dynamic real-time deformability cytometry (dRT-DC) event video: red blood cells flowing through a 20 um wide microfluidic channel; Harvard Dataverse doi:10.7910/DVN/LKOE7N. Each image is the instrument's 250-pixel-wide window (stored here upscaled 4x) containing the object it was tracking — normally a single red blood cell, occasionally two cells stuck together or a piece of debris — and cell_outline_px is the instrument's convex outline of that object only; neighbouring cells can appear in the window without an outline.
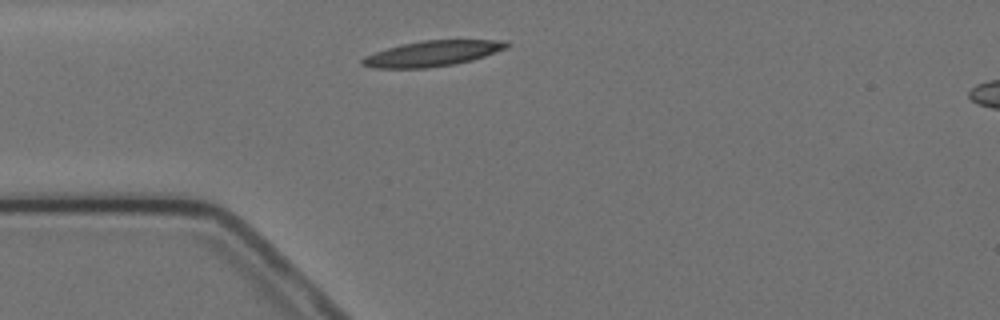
{"species": "Egyptian fruit bat (a non-hibernating species)", "species_latin": "Rousettus aegyptiacus", "temperature_condition": "cold", "stored_images_in_passage": 3, "camera_frame_rate_fps": 3000, "um_per_image_px": 0.085, "animal": {"sex": "female"}, "frame": {"image": 1, "passage_image": 3, "time_ms": 2.333, "image_size_px": [1000, 320], "cell_outline_px": [[508, 48], [472, 60], [456, 64], [428, 68], [372, 68], [360, 64], [360, 60], [364, 56], [400, 44], [424, 40], [508, 40]], "centroid_in_image_um": [36.75, 4.55], "position_along_channel_um": 48.3, "area_um2": 21.56}}